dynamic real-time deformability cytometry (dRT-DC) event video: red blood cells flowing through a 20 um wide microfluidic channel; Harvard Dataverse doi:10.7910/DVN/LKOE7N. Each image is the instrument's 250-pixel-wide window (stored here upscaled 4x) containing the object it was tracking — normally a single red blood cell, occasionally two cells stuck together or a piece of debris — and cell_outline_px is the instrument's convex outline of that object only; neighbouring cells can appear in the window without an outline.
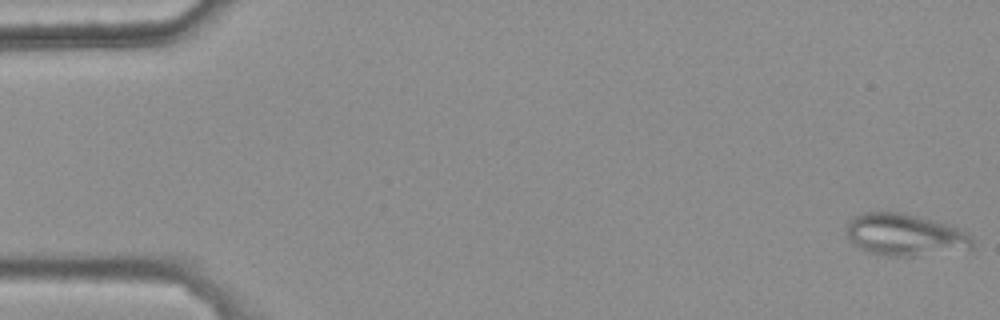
{"species": "common noctule bat (a hibernating species)", "species_latin": "Nyctalus noctula", "temperature_condition": "warm", "stored_images_in_passage": 46, "camera_frame_rate_fps": 3000, "um_per_image_px": 0.085, "animal": {"sex": "female", "body_mass_g": 25.1}, "frame": {"image": 1, "passage_image": 1, "time_ms": 0.0, "image_size_px": [1000, 320], "cell_outline_px": [[972, 252], [916, 256], [892, 256], [868, 252], [852, 244], [848, 240], [848, 220], [852, 216], [864, 212], [904, 212], [920, 216], [948, 224], [972, 236]], "centroid_in_image_um": [76.99, 19.98], "position_along_channel_um": 8.0, "area_um2": 31.62}}
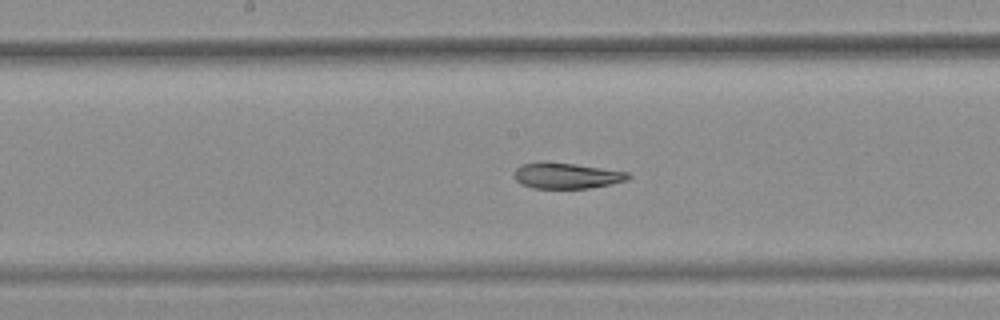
{"frame": {"image": 2, "passage_image": 28, "time_ms": 9.0, "image_size_px": [1000, 320], "cell_outline_px": [[632, 176], [628, 180], [612, 184], [588, 188], [532, 188], [520, 184], [512, 176], [516, 168], [520, 164], [544, 160], [576, 164], [628, 172]], "centroid_in_image_um": [48.11, 14.91], "position_along_channel_um": 200.1, "area_um2": 17.57}}
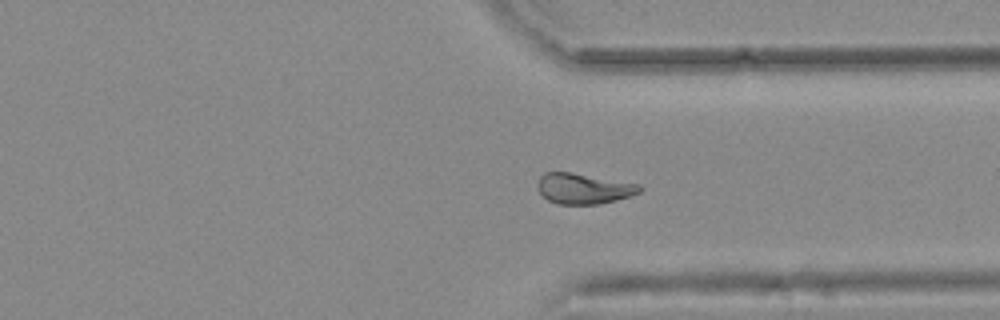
{"frame": {"image": 3, "passage_image": 41, "time_ms": 13.333, "image_size_px": [1000, 320], "cell_outline_px": [[644, 188], [640, 192], [616, 200], [600, 204], [556, 204], [548, 200], [540, 192], [536, 184], [540, 176], [544, 172], [572, 172], [640, 184]], "centroid_in_image_um": [49.6, 16.02], "position_along_channel_um": 361.8, "area_um2": 18.26}, "authors_computed_cell_mechanics": {"area_um2": 18.7561, "velocity_mm_per_s": 3.7188, "shape_relaxation_time_tau1_ms": null, "shape_relaxation_time_tau2_ms": 2.8881, "deformation_change_tau1": null, "deformation_change_tau2": 0.0852}}